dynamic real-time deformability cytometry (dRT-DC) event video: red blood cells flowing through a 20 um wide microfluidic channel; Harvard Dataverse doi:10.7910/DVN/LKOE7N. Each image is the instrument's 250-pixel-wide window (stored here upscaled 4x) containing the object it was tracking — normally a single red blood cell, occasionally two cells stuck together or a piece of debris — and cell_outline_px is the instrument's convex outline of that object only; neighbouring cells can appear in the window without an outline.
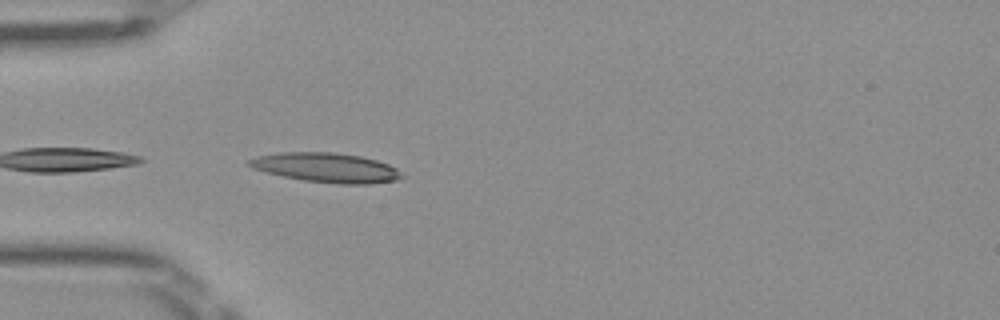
{"species": "Egyptian fruit bat (a non-hibernating species)", "species_latin": "Rousettus aegyptiacus", "temperature_condition": "room temperature", "stored_images_in_passage": 7, "camera_frame_rate_fps": 3000, "um_per_image_px": 0.085, "frame": {"image": 1, "passage_image": 1, "time_ms": 0.0, "image_size_px": [1000, 320], "cell_outline_px": [[404, 176], [396, 180], [368, 184], [340, 184], [304, 180], [284, 176], [252, 168], [244, 164], [248, 160], [256, 156], [280, 152], [332, 152], [360, 156], [376, 160], [388, 164], [396, 168]], "centroid_in_image_um": [27.71, 14.24], "position_along_channel_um": 57.3, "area_um2": 26.13}}